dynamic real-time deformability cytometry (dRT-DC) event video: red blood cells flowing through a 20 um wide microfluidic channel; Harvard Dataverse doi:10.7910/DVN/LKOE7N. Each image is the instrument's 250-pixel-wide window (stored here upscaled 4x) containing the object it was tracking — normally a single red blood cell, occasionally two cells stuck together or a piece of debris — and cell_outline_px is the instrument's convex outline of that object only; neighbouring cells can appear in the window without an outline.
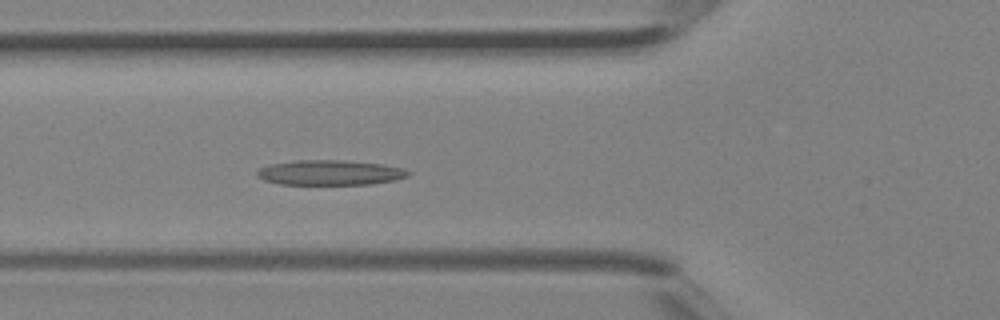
{"species": "Egyptian fruit bat (a non-hibernating species)", "species_latin": "Rousettus aegyptiacus", "temperature_condition": "room temperature", "stored_images_in_passage": 39, "camera_frame_rate_fps": 3000, "um_per_image_px": 0.085, "animal": {"sex": "female"}, "frame": {"image": 1, "passage_image": 13, "time_ms": 4.0, "image_size_px": [1000, 320], "cell_outline_px": [[412, 172], [408, 176], [396, 180], [372, 184], [280, 184], [264, 180], [256, 176], [256, 172], [260, 168], [268, 164], [296, 160], [340, 160], [380, 164], [404, 168]], "centroid_in_image_um": [28.04, 14.67], "position_along_channel_um": 97.8, "area_um2": 22.08}}
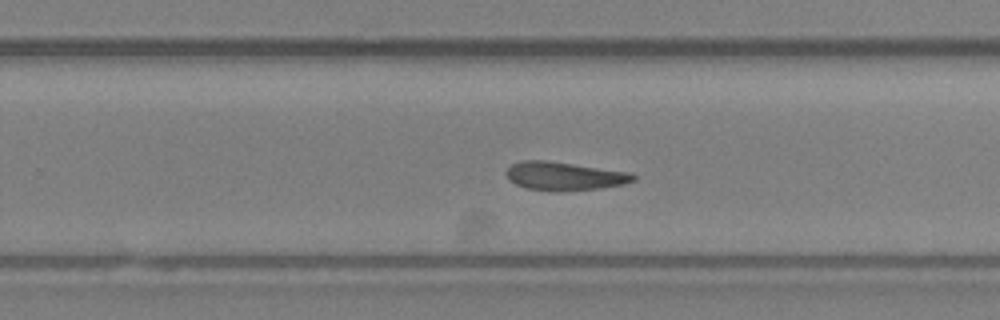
{"frame": {"image": 2, "passage_image": 24, "time_ms": 7.667, "image_size_px": [1000, 320], "cell_outline_px": [[636, 180], [624, 184], [600, 188], [556, 192], [524, 188], [516, 184], [504, 172], [512, 164], [524, 160], [544, 160], [632, 172], [636, 176]], "centroid_in_image_um": [48.0, 14.97], "position_along_channel_um": 281.8, "area_um2": 21.1}}
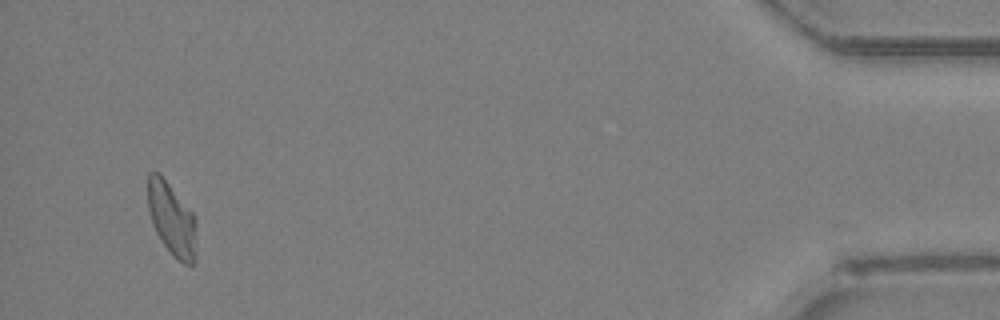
{"frame": {"image": 3, "passage_image": 37, "time_ms": 12.0, "image_size_px": [1000, 320], "cell_outline_px": [[196, 260], [192, 264], [184, 264], [172, 256], [156, 232], [152, 224], [148, 208], [148, 172], [160, 172], [196, 216]], "centroid_in_image_um": [14.62, 18.62], "position_along_channel_um": 420.6, "area_um2": 21.04}}